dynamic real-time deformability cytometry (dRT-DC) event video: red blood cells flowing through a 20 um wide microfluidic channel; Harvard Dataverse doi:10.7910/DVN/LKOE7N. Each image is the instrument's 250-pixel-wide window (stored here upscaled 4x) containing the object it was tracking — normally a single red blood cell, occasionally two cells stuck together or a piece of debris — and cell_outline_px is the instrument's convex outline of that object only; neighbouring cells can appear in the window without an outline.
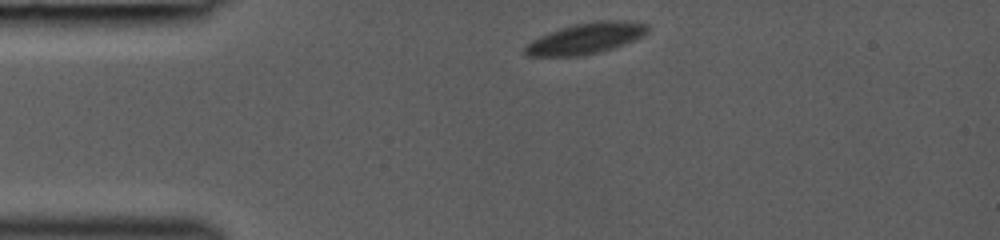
{"species": "common noctule bat (a hibernating species)", "species_latin": "Nyctalus noctula", "temperature_condition": "room temperature", "stored_images_in_passage": 35, "camera_frame_rate_fps": 3000, "um_per_image_px": 0.085, "animal": {"sex": "female", "body_mass_g": 19.0, "forearm_length_mm": 53.3}, "frame": {"image": 1, "passage_image": 1, "time_ms": 0.0, "image_size_px": [1000, 240], "cell_outline_px": [[648, 32], [624, 44], [612, 48], [596, 52], [576, 56], [528, 56], [524, 52], [524, 44], [548, 32], [560, 28], [576, 24], [596, 20], [620, 20], [648, 24]], "centroid_in_image_um": [49.74, 3.25], "position_along_channel_um": 35.3, "area_um2": 21.85}}
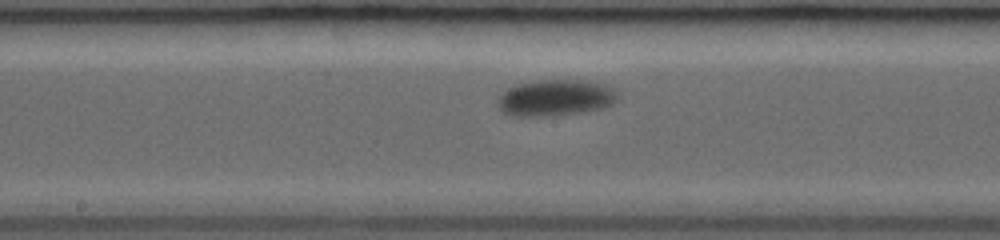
{"frame": {"image": 2, "passage_image": 16, "time_ms": 5.0, "image_size_px": [1000, 240], "cell_outline_px": [[616, 100], [612, 104], [604, 108], [584, 112], [548, 116], [512, 116], [504, 112], [500, 108], [496, 100], [508, 88], [520, 84], [540, 80], [580, 80], [604, 84], [612, 88], [616, 92]], "centroid_in_image_um": [47.22, 8.32], "position_along_channel_um": 201.0, "area_um2": 25.2}}
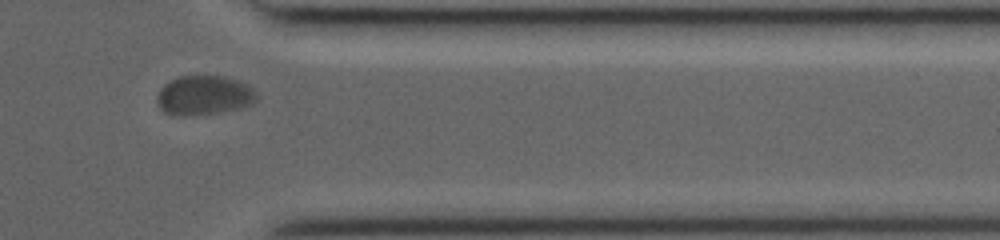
{"frame": {"image": 3, "passage_image": 30, "time_ms": 9.667, "image_size_px": [1000, 240], "cell_outline_px": [[260, 96], [252, 104], [244, 108], [220, 112], [184, 116], [180, 116], [164, 112], [160, 108], [156, 100], [156, 96], [160, 88], [164, 84], [176, 76], [224, 76], [248, 84]], "centroid_in_image_um": [17.36, 8.1], "position_along_channel_um": 394.0, "area_um2": 23.24}}